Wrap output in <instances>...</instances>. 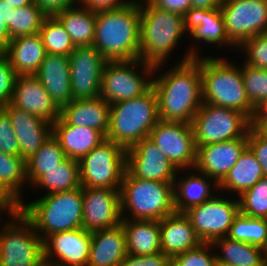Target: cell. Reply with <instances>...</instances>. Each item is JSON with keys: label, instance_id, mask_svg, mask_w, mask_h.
Listing matches in <instances>:
<instances>
[{"label": "cell", "instance_id": "1", "mask_svg": "<svg viewBox=\"0 0 267 266\" xmlns=\"http://www.w3.org/2000/svg\"><path fill=\"white\" fill-rule=\"evenodd\" d=\"M186 54L178 65L152 80L161 121L192 123L202 106L200 58L193 47Z\"/></svg>", "mask_w": 267, "mask_h": 266}, {"label": "cell", "instance_id": "2", "mask_svg": "<svg viewBox=\"0 0 267 266\" xmlns=\"http://www.w3.org/2000/svg\"><path fill=\"white\" fill-rule=\"evenodd\" d=\"M93 46L107 61L140 59V3L96 11Z\"/></svg>", "mask_w": 267, "mask_h": 266}, {"label": "cell", "instance_id": "3", "mask_svg": "<svg viewBox=\"0 0 267 266\" xmlns=\"http://www.w3.org/2000/svg\"><path fill=\"white\" fill-rule=\"evenodd\" d=\"M19 211L31 222L42 240L56 232L82 228V187L55 192L24 204Z\"/></svg>", "mask_w": 267, "mask_h": 266}, {"label": "cell", "instance_id": "4", "mask_svg": "<svg viewBox=\"0 0 267 266\" xmlns=\"http://www.w3.org/2000/svg\"><path fill=\"white\" fill-rule=\"evenodd\" d=\"M147 1V2H146ZM184 17L140 2V59L155 66L154 72L166 61L183 33Z\"/></svg>", "mask_w": 267, "mask_h": 266}, {"label": "cell", "instance_id": "5", "mask_svg": "<svg viewBox=\"0 0 267 266\" xmlns=\"http://www.w3.org/2000/svg\"><path fill=\"white\" fill-rule=\"evenodd\" d=\"M158 121L157 96L151 87L139 97L110 104L106 138L128 149L148 138Z\"/></svg>", "mask_w": 267, "mask_h": 266}, {"label": "cell", "instance_id": "6", "mask_svg": "<svg viewBox=\"0 0 267 266\" xmlns=\"http://www.w3.org/2000/svg\"><path fill=\"white\" fill-rule=\"evenodd\" d=\"M202 100L216 106L233 109L250 119L254 106L249 102L241 68L219 57L200 58Z\"/></svg>", "mask_w": 267, "mask_h": 266}, {"label": "cell", "instance_id": "7", "mask_svg": "<svg viewBox=\"0 0 267 266\" xmlns=\"http://www.w3.org/2000/svg\"><path fill=\"white\" fill-rule=\"evenodd\" d=\"M120 198L122 215L128 210L132 220H161L176 212L174 183L139 179L127 169L122 178Z\"/></svg>", "mask_w": 267, "mask_h": 266}, {"label": "cell", "instance_id": "8", "mask_svg": "<svg viewBox=\"0 0 267 266\" xmlns=\"http://www.w3.org/2000/svg\"><path fill=\"white\" fill-rule=\"evenodd\" d=\"M9 215L13 222L0 232V266H45L43 240L31 222L19 210Z\"/></svg>", "mask_w": 267, "mask_h": 266}, {"label": "cell", "instance_id": "9", "mask_svg": "<svg viewBox=\"0 0 267 266\" xmlns=\"http://www.w3.org/2000/svg\"><path fill=\"white\" fill-rule=\"evenodd\" d=\"M125 170L126 149L106 138L79 160L81 187L120 189Z\"/></svg>", "mask_w": 267, "mask_h": 266}, {"label": "cell", "instance_id": "10", "mask_svg": "<svg viewBox=\"0 0 267 266\" xmlns=\"http://www.w3.org/2000/svg\"><path fill=\"white\" fill-rule=\"evenodd\" d=\"M191 124L196 146H203L248 135L251 119L239 111L203 102Z\"/></svg>", "mask_w": 267, "mask_h": 266}, {"label": "cell", "instance_id": "11", "mask_svg": "<svg viewBox=\"0 0 267 266\" xmlns=\"http://www.w3.org/2000/svg\"><path fill=\"white\" fill-rule=\"evenodd\" d=\"M138 65H143L146 76H154L155 66L141 59L107 61L102 73L100 96L109 104H115L146 93L152 87V79L146 80L139 75L133 68Z\"/></svg>", "mask_w": 267, "mask_h": 266}, {"label": "cell", "instance_id": "12", "mask_svg": "<svg viewBox=\"0 0 267 266\" xmlns=\"http://www.w3.org/2000/svg\"><path fill=\"white\" fill-rule=\"evenodd\" d=\"M220 10L228 38L235 47L267 33V0H222Z\"/></svg>", "mask_w": 267, "mask_h": 266}, {"label": "cell", "instance_id": "13", "mask_svg": "<svg viewBox=\"0 0 267 266\" xmlns=\"http://www.w3.org/2000/svg\"><path fill=\"white\" fill-rule=\"evenodd\" d=\"M239 201L213 196L185 211L196 235L203 243L227 237L234 218L239 214Z\"/></svg>", "mask_w": 267, "mask_h": 266}, {"label": "cell", "instance_id": "14", "mask_svg": "<svg viewBox=\"0 0 267 266\" xmlns=\"http://www.w3.org/2000/svg\"><path fill=\"white\" fill-rule=\"evenodd\" d=\"M167 156L169 161L180 169H194L197 147L191 123L159 120L149 137Z\"/></svg>", "mask_w": 267, "mask_h": 266}, {"label": "cell", "instance_id": "15", "mask_svg": "<svg viewBox=\"0 0 267 266\" xmlns=\"http://www.w3.org/2000/svg\"><path fill=\"white\" fill-rule=\"evenodd\" d=\"M68 57L73 100L100 97L102 73L107 60L93 45L76 47Z\"/></svg>", "mask_w": 267, "mask_h": 266}, {"label": "cell", "instance_id": "16", "mask_svg": "<svg viewBox=\"0 0 267 266\" xmlns=\"http://www.w3.org/2000/svg\"><path fill=\"white\" fill-rule=\"evenodd\" d=\"M126 169L139 179L165 183H174L177 180L178 169L149 138H144L126 149Z\"/></svg>", "mask_w": 267, "mask_h": 266}, {"label": "cell", "instance_id": "17", "mask_svg": "<svg viewBox=\"0 0 267 266\" xmlns=\"http://www.w3.org/2000/svg\"><path fill=\"white\" fill-rule=\"evenodd\" d=\"M82 228L93 232L122 223L120 189L82 187Z\"/></svg>", "mask_w": 267, "mask_h": 266}, {"label": "cell", "instance_id": "18", "mask_svg": "<svg viewBox=\"0 0 267 266\" xmlns=\"http://www.w3.org/2000/svg\"><path fill=\"white\" fill-rule=\"evenodd\" d=\"M90 246L91 232L83 228L53 233L43 240L44 265L87 266ZM56 255L57 262L52 261Z\"/></svg>", "mask_w": 267, "mask_h": 266}, {"label": "cell", "instance_id": "19", "mask_svg": "<svg viewBox=\"0 0 267 266\" xmlns=\"http://www.w3.org/2000/svg\"><path fill=\"white\" fill-rule=\"evenodd\" d=\"M248 146V135L230 141L196 146V169L200 175L213 178L215 188L236 164L240 154Z\"/></svg>", "mask_w": 267, "mask_h": 266}, {"label": "cell", "instance_id": "20", "mask_svg": "<svg viewBox=\"0 0 267 266\" xmlns=\"http://www.w3.org/2000/svg\"><path fill=\"white\" fill-rule=\"evenodd\" d=\"M10 104L51 124L60 117V109L34 75L16 76Z\"/></svg>", "mask_w": 267, "mask_h": 266}, {"label": "cell", "instance_id": "21", "mask_svg": "<svg viewBox=\"0 0 267 266\" xmlns=\"http://www.w3.org/2000/svg\"><path fill=\"white\" fill-rule=\"evenodd\" d=\"M2 109L8 114L17 137L20 156L29 159L52 134V124L41 117L8 103Z\"/></svg>", "mask_w": 267, "mask_h": 266}, {"label": "cell", "instance_id": "22", "mask_svg": "<svg viewBox=\"0 0 267 266\" xmlns=\"http://www.w3.org/2000/svg\"><path fill=\"white\" fill-rule=\"evenodd\" d=\"M61 110L72 100L69 57L62 54H46L34 75Z\"/></svg>", "mask_w": 267, "mask_h": 266}, {"label": "cell", "instance_id": "23", "mask_svg": "<svg viewBox=\"0 0 267 266\" xmlns=\"http://www.w3.org/2000/svg\"><path fill=\"white\" fill-rule=\"evenodd\" d=\"M127 254L122 223L91 232L87 266H118Z\"/></svg>", "mask_w": 267, "mask_h": 266}, {"label": "cell", "instance_id": "24", "mask_svg": "<svg viewBox=\"0 0 267 266\" xmlns=\"http://www.w3.org/2000/svg\"><path fill=\"white\" fill-rule=\"evenodd\" d=\"M159 222L161 252L170 257L196 248L202 243L185 213L175 212Z\"/></svg>", "mask_w": 267, "mask_h": 266}, {"label": "cell", "instance_id": "25", "mask_svg": "<svg viewBox=\"0 0 267 266\" xmlns=\"http://www.w3.org/2000/svg\"><path fill=\"white\" fill-rule=\"evenodd\" d=\"M60 117L68 125L93 128L106 137L110 104L101 96L94 99L72 100L60 110Z\"/></svg>", "mask_w": 267, "mask_h": 266}, {"label": "cell", "instance_id": "26", "mask_svg": "<svg viewBox=\"0 0 267 266\" xmlns=\"http://www.w3.org/2000/svg\"><path fill=\"white\" fill-rule=\"evenodd\" d=\"M184 28L197 40L217 46L235 45L229 40L220 7L214 9L190 8L184 15Z\"/></svg>", "mask_w": 267, "mask_h": 266}, {"label": "cell", "instance_id": "27", "mask_svg": "<svg viewBox=\"0 0 267 266\" xmlns=\"http://www.w3.org/2000/svg\"><path fill=\"white\" fill-rule=\"evenodd\" d=\"M52 134L59 141L66 157L78 161L106 139L96 129L68 125L61 117L52 124Z\"/></svg>", "mask_w": 267, "mask_h": 266}, {"label": "cell", "instance_id": "28", "mask_svg": "<svg viewBox=\"0 0 267 266\" xmlns=\"http://www.w3.org/2000/svg\"><path fill=\"white\" fill-rule=\"evenodd\" d=\"M16 76L35 75L46 56L39 33L11 39L4 53Z\"/></svg>", "mask_w": 267, "mask_h": 266}, {"label": "cell", "instance_id": "29", "mask_svg": "<svg viewBox=\"0 0 267 266\" xmlns=\"http://www.w3.org/2000/svg\"><path fill=\"white\" fill-rule=\"evenodd\" d=\"M126 249L130 255L143 256L161 252L159 220H132L122 215Z\"/></svg>", "mask_w": 267, "mask_h": 266}, {"label": "cell", "instance_id": "30", "mask_svg": "<svg viewBox=\"0 0 267 266\" xmlns=\"http://www.w3.org/2000/svg\"><path fill=\"white\" fill-rule=\"evenodd\" d=\"M210 244L221 248L222 254L215 253L218 265L267 266V252L261 247L231 240L228 237L218 238Z\"/></svg>", "mask_w": 267, "mask_h": 266}, {"label": "cell", "instance_id": "31", "mask_svg": "<svg viewBox=\"0 0 267 266\" xmlns=\"http://www.w3.org/2000/svg\"><path fill=\"white\" fill-rule=\"evenodd\" d=\"M262 178H264L262 166L256 159L255 154L247 146L240 154L236 164L218 183V190H232L240 196Z\"/></svg>", "mask_w": 267, "mask_h": 266}, {"label": "cell", "instance_id": "32", "mask_svg": "<svg viewBox=\"0 0 267 266\" xmlns=\"http://www.w3.org/2000/svg\"><path fill=\"white\" fill-rule=\"evenodd\" d=\"M82 7L73 6L55 15L70 35L75 47L92 46L95 36L96 11Z\"/></svg>", "mask_w": 267, "mask_h": 266}, {"label": "cell", "instance_id": "33", "mask_svg": "<svg viewBox=\"0 0 267 266\" xmlns=\"http://www.w3.org/2000/svg\"><path fill=\"white\" fill-rule=\"evenodd\" d=\"M194 174L187 175L186 178H182L178 183L174 182V207L178 213H184L191 207L200 205L214 196L210 194L212 178L205 174H202L203 177L202 175L197 176ZM204 178L207 179L205 180ZM208 179L211 180L208 181Z\"/></svg>", "mask_w": 267, "mask_h": 266}, {"label": "cell", "instance_id": "34", "mask_svg": "<svg viewBox=\"0 0 267 266\" xmlns=\"http://www.w3.org/2000/svg\"><path fill=\"white\" fill-rule=\"evenodd\" d=\"M33 186L47 189V194L80 188L79 161L66 157L58 166L45 170Z\"/></svg>", "mask_w": 267, "mask_h": 266}, {"label": "cell", "instance_id": "35", "mask_svg": "<svg viewBox=\"0 0 267 266\" xmlns=\"http://www.w3.org/2000/svg\"><path fill=\"white\" fill-rule=\"evenodd\" d=\"M66 158L59 141L51 136L43 143L42 147L26 160L27 180L34 184L45 170L58 166Z\"/></svg>", "mask_w": 267, "mask_h": 266}, {"label": "cell", "instance_id": "36", "mask_svg": "<svg viewBox=\"0 0 267 266\" xmlns=\"http://www.w3.org/2000/svg\"><path fill=\"white\" fill-rule=\"evenodd\" d=\"M227 237L267 251V219L248 217L239 212L234 218Z\"/></svg>", "mask_w": 267, "mask_h": 266}, {"label": "cell", "instance_id": "37", "mask_svg": "<svg viewBox=\"0 0 267 266\" xmlns=\"http://www.w3.org/2000/svg\"><path fill=\"white\" fill-rule=\"evenodd\" d=\"M26 181H28L26 160L21 156L0 152V183L19 203H21L19 191Z\"/></svg>", "mask_w": 267, "mask_h": 266}, {"label": "cell", "instance_id": "38", "mask_svg": "<svg viewBox=\"0 0 267 266\" xmlns=\"http://www.w3.org/2000/svg\"><path fill=\"white\" fill-rule=\"evenodd\" d=\"M47 54L69 56L76 48L70 35L55 16H47L39 30Z\"/></svg>", "mask_w": 267, "mask_h": 266}, {"label": "cell", "instance_id": "39", "mask_svg": "<svg viewBox=\"0 0 267 266\" xmlns=\"http://www.w3.org/2000/svg\"><path fill=\"white\" fill-rule=\"evenodd\" d=\"M47 15L34 3L16 8L11 16V26L8 28L10 39L39 33Z\"/></svg>", "mask_w": 267, "mask_h": 266}, {"label": "cell", "instance_id": "40", "mask_svg": "<svg viewBox=\"0 0 267 266\" xmlns=\"http://www.w3.org/2000/svg\"><path fill=\"white\" fill-rule=\"evenodd\" d=\"M240 213L248 217L267 219V178L260 179L239 196Z\"/></svg>", "mask_w": 267, "mask_h": 266}, {"label": "cell", "instance_id": "41", "mask_svg": "<svg viewBox=\"0 0 267 266\" xmlns=\"http://www.w3.org/2000/svg\"><path fill=\"white\" fill-rule=\"evenodd\" d=\"M241 71L247 97L255 107L267 98V70L244 64Z\"/></svg>", "mask_w": 267, "mask_h": 266}, {"label": "cell", "instance_id": "42", "mask_svg": "<svg viewBox=\"0 0 267 266\" xmlns=\"http://www.w3.org/2000/svg\"><path fill=\"white\" fill-rule=\"evenodd\" d=\"M211 247L210 243L202 242L196 248L171 257V266H218L215 253L209 250Z\"/></svg>", "mask_w": 267, "mask_h": 266}, {"label": "cell", "instance_id": "43", "mask_svg": "<svg viewBox=\"0 0 267 266\" xmlns=\"http://www.w3.org/2000/svg\"><path fill=\"white\" fill-rule=\"evenodd\" d=\"M247 51L245 64L267 70V33H262L245 40L240 46Z\"/></svg>", "mask_w": 267, "mask_h": 266}, {"label": "cell", "instance_id": "44", "mask_svg": "<svg viewBox=\"0 0 267 266\" xmlns=\"http://www.w3.org/2000/svg\"><path fill=\"white\" fill-rule=\"evenodd\" d=\"M0 152L11 156H20L17 137L8 114L0 108Z\"/></svg>", "mask_w": 267, "mask_h": 266}, {"label": "cell", "instance_id": "45", "mask_svg": "<svg viewBox=\"0 0 267 266\" xmlns=\"http://www.w3.org/2000/svg\"><path fill=\"white\" fill-rule=\"evenodd\" d=\"M16 74L8 57L0 53V108L10 103Z\"/></svg>", "mask_w": 267, "mask_h": 266}, {"label": "cell", "instance_id": "46", "mask_svg": "<svg viewBox=\"0 0 267 266\" xmlns=\"http://www.w3.org/2000/svg\"><path fill=\"white\" fill-rule=\"evenodd\" d=\"M118 266H171V257L163 252L143 256L127 254Z\"/></svg>", "mask_w": 267, "mask_h": 266}, {"label": "cell", "instance_id": "47", "mask_svg": "<svg viewBox=\"0 0 267 266\" xmlns=\"http://www.w3.org/2000/svg\"><path fill=\"white\" fill-rule=\"evenodd\" d=\"M248 147L261 164L264 178H267V140L255 129L250 128L248 132Z\"/></svg>", "mask_w": 267, "mask_h": 266}, {"label": "cell", "instance_id": "48", "mask_svg": "<svg viewBox=\"0 0 267 266\" xmlns=\"http://www.w3.org/2000/svg\"><path fill=\"white\" fill-rule=\"evenodd\" d=\"M14 8L6 0H0V53H5L11 41L8 28Z\"/></svg>", "mask_w": 267, "mask_h": 266}, {"label": "cell", "instance_id": "49", "mask_svg": "<svg viewBox=\"0 0 267 266\" xmlns=\"http://www.w3.org/2000/svg\"><path fill=\"white\" fill-rule=\"evenodd\" d=\"M78 0H33V3L40 8L47 16H55L61 11L73 7Z\"/></svg>", "mask_w": 267, "mask_h": 266}, {"label": "cell", "instance_id": "50", "mask_svg": "<svg viewBox=\"0 0 267 266\" xmlns=\"http://www.w3.org/2000/svg\"><path fill=\"white\" fill-rule=\"evenodd\" d=\"M153 6L172 13L184 15L191 8L190 0H148Z\"/></svg>", "mask_w": 267, "mask_h": 266}, {"label": "cell", "instance_id": "51", "mask_svg": "<svg viewBox=\"0 0 267 266\" xmlns=\"http://www.w3.org/2000/svg\"><path fill=\"white\" fill-rule=\"evenodd\" d=\"M81 6H86L93 11L116 9L126 6L134 1L122 0H78Z\"/></svg>", "mask_w": 267, "mask_h": 266}, {"label": "cell", "instance_id": "52", "mask_svg": "<svg viewBox=\"0 0 267 266\" xmlns=\"http://www.w3.org/2000/svg\"><path fill=\"white\" fill-rule=\"evenodd\" d=\"M0 207L8 213L20 209V203L0 183Z\"/></svg>", "mask_w": 267, "mask_h": 266}, {"label": "cell", "instance_id": "53", "mask_svg": "<svg viewBox=\"0 0 267 266\" xmlns=\"http://www.w3.org/2000/svg\"><path fill=\"white\" fill-rule=\"evenodd\" d=\"M251 124H267V98L255 106Z\"/></svg>", "mask_w": 267, "mask_h": 266}, {"label": "cell", "instance_id": "54", "mask_svg": "<svg viewBox=\"0 0 267 266\" xmlns=\"http://www.w3.org/2000/svg\"><path fill=\"white\" fill-rule=\"evenodd\" d=\"M191 8L214 9L221 6L222 0H190Z\"/></svg>", "mask_w": 267, "mask_h": 266}, {"label": "cell", "instance_id": "55", "mask_svg": "<svg viewBox=\"0 0 267 266\" xmlns=\"http://www.w3.org/2000/svg\"><path fill=\"white\" fill-rule=\"evenodd\" d=\"M14 9L20 8L23 6H28L33 3V0H6Z\"/></svg>", "mask_w": 267, "mask_h": 266}, {"label": "cell", "instance_id": "56", "mask_svg": "<svg viewBox=\"0 0 267 266\" xmlns=\"http://www.w3.org/2000/svg\"><path fill=\"white\" fill-rule=\"evenodd\" d=\"M251 128L255 129L263 138L267 140V124H251Z\"/></svg>", "mask_w": 267, "mask_h": 266}]
</instances>
